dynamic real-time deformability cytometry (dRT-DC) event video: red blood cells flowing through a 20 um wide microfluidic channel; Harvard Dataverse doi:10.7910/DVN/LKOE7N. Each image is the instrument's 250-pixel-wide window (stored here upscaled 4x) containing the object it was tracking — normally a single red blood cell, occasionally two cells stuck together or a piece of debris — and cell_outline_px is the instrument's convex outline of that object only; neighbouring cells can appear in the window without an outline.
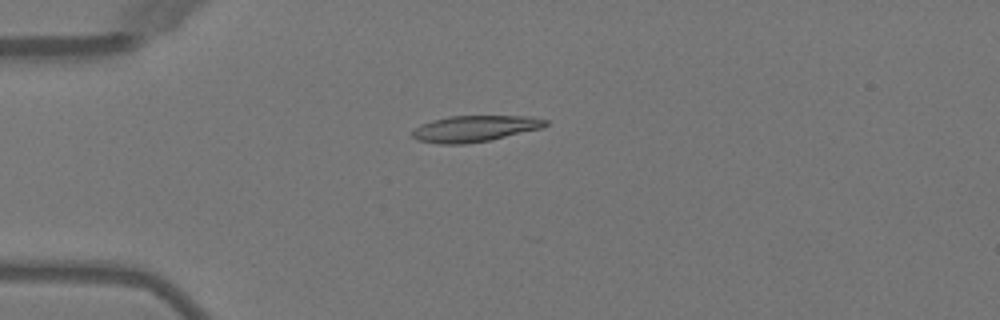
{"species": "Egyptian fruit bat (a non-hibernating species)", "species_latin": "Rousettus aegyptiacus", "temperature_condition": "warm", "stored_images_in_passage": 6, "camera_frame_rate_fps": 3000, "um_per_image_px": 0.085, "animal": {"sex": "female"}, "frame": {"image": 1, "passage_image": 2, "time_ms": 1.333, "image_size_px": [1000, 320], "cell_outline_px": [[548, 124], [544, 128], [488, 140], [464, 144], [440, 144], [416, 140], [412, 136], [412, 132], [420, 124], [432, 120], [448, 116], [532, 116], [548, 120]], "centroid_in_image_um": [40.37, 10.92], "position_along_channel_um": 44.6, "area_um2": 20.4}}
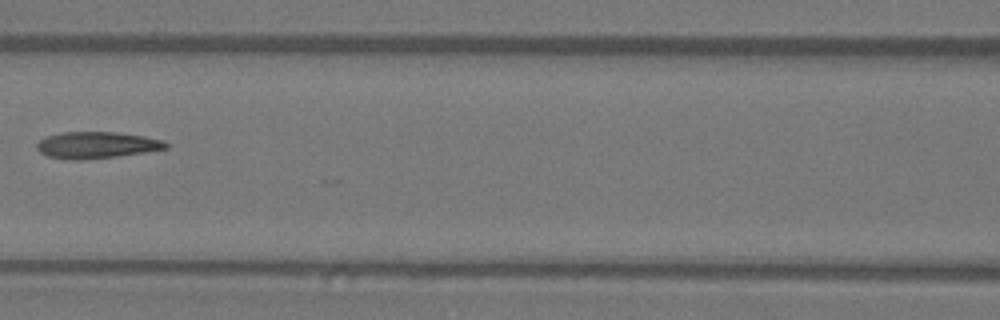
{"frame": {"image": 2, "passage_image": 5, "time_ms": 4.667, "image_size_px": [1000, 320], "cell_outline_px": [[168, 148], [144, 152], [116, 156], [80, 160], [72, 160], [48, 156], [40, 152], [36, 148], [36, 144], [40, 140], [48, 136], [64, 132], [116, 132], [144, 136], [164, 140], [168, 144]], "centroid_in_image_um": [8.22, 12.33], "position_along_channel_um": 158.4, "area_um2": 19.83}}
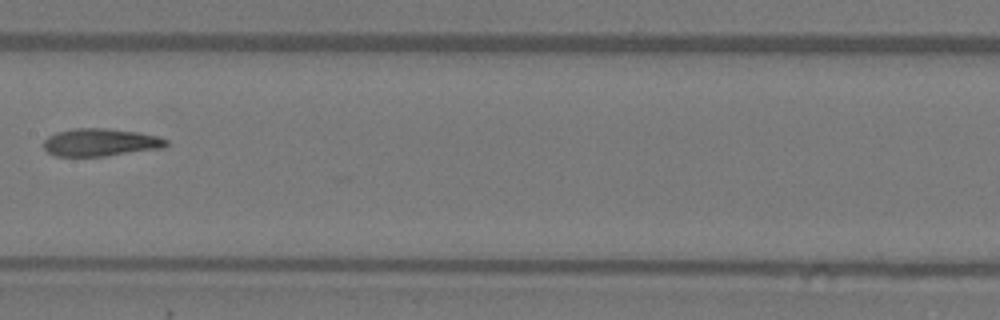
{"frame": {"image": 3, "passage_image": 6, "time_ms": 5.667, "image_size_px": [1000, 320], "cell_outline_px": [[168, 144], [164, 148], [104, 156], [56, 156], [48, 152], [44, 148], [44, 140], [48, 136], [56, 132], [72, 128], [104, 128], [136, 132], [160, 136], [168, 140]], "centroid_in_image_um": [8.55, 12.1], "position_along_channel_um": 198.9, "area_um2": 19.83}}